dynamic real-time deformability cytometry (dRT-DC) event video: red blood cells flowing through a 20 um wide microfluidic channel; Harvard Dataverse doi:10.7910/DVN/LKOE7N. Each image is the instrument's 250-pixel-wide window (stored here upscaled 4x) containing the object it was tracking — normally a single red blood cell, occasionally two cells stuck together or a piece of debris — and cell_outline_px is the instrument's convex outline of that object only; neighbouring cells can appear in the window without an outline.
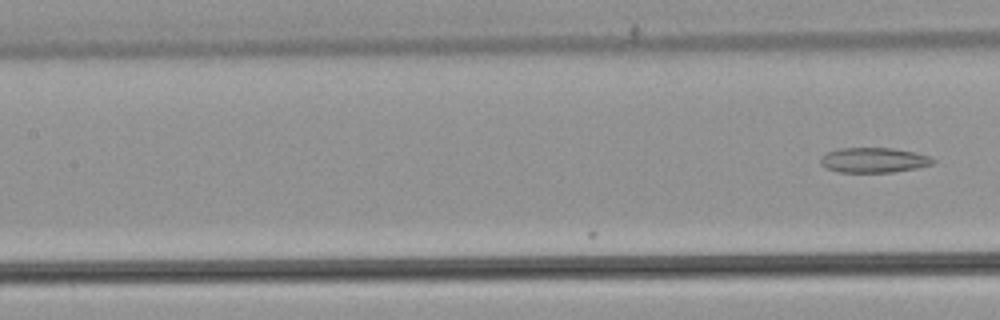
{"species": "common noctule bat (a hibernating species)", "species_latin": "Nyctalus noctula", "temperature_condition": "warm", "stored_images_in_passage": 7, "camera_frame_rate_fps": 3000, "um_per_image_px": 0.085, "animal": {"sex": "male", "body_mass_g": 21.5, "forearm_length_mm": 52.0}, "frame": {"image": 1, "passage_image": 7, "time_ms": 2.0, "image_size_px": [1000, 320], "cell_outline_px": [[936, 160], [932, 164], [916, 168], [892, 172], [836, 172], [824, 168], [820, 164], [820, 156], [828, 152], [840, 148], [892, 148], [912, 152], [928, 156]], "centroid_in_image_um": [74.2, 13.62], "position_along_channel_um": 133.2, "area_um2": 16.36}}